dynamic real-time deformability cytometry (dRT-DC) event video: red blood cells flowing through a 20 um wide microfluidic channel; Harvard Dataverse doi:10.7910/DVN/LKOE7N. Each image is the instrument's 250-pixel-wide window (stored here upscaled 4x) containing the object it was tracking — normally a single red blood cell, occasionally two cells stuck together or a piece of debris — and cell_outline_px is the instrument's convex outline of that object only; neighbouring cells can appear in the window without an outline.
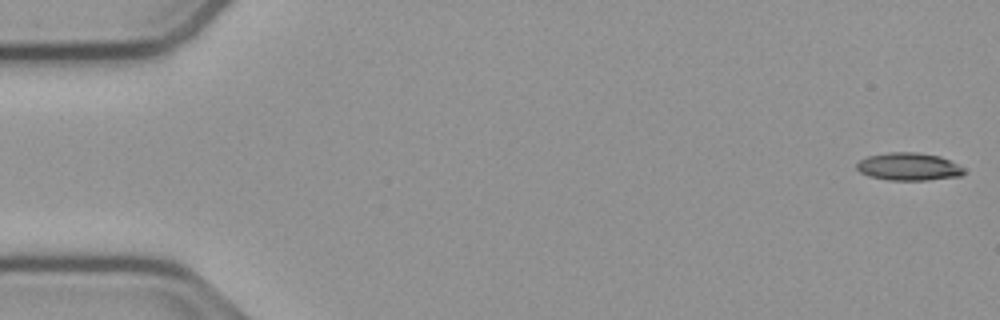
{"species": "common noctule bat (a hibernating species)", "species_latin": "Nyctalus noctula", "temperature_condition": "cold", "stored_images_in_passage": 54, "camera_frame_rate_fps": 3000, "um_per_image_px": 0.085, "animal": {"sex": "male", "body_mass_g": 23.1, "forearm_length_mm": 52.7}, "frame": {"image": 1, "passage_image": 1, "time_ms": 0.0, "image_size_px": [1000, 320], "cell_outline_px": [[968, 172], [960, 176], [928, 180], [888, 180], [868, 176], [860, 172], [856, 168], [856, 164], [860, 160], [868, 156], [888, 152], [916, 152], [940, 156], [964, 168]], "centroid_in_image_um": [77.24, 14.17], "position_along_channel_um": 7.8, "area_um2": 17.4}}
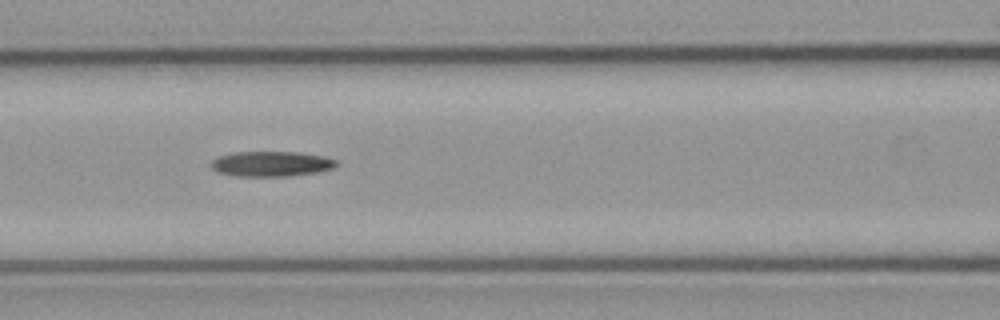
{"frame": {"image": 2, "passage_image": 23, "time_ms": 7.333, "image_size_px": [1000, 320], "cell_outline_px": [[336, 164], [332, 168], [316, 172], [292, 176], [236, 176], [220, 172], [212, 168], [212, 160], [220, 156], [232, 152], [300, 152], [324, 156], [336, 160]], "centroid_in_image_um": [23.07, 13.92], "position_along_channel_um": 143.5, "area_um2": 18.21}}
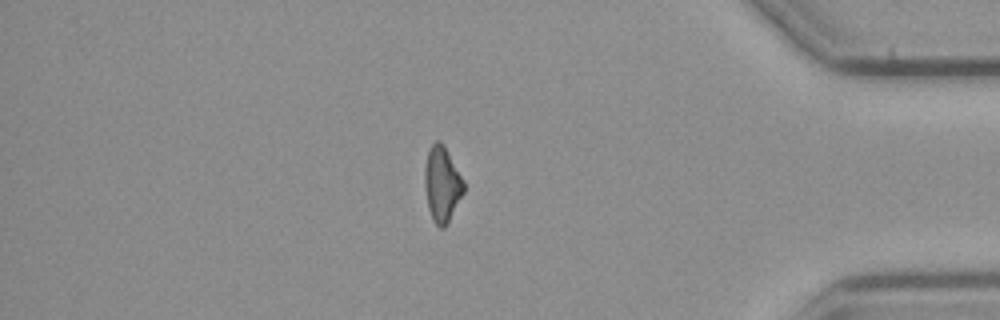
{"frame": {"image": 3, "passage_image": 46, "time_ms": 15.0, "image_size_px": [1000, 320], "cell_outline_px": [[464, 192], [448, 224], [444, 228], [440, 228], [432, 220], [428, 208], [424, 184], [424, 168], [428, 148], [436, 140], [440, 140], [444, 144], [464, 180]], "centroid_in_image_um": [37.57, 15.65], "position_along_channel_um": 397.6, "area_um2": 17.51}}